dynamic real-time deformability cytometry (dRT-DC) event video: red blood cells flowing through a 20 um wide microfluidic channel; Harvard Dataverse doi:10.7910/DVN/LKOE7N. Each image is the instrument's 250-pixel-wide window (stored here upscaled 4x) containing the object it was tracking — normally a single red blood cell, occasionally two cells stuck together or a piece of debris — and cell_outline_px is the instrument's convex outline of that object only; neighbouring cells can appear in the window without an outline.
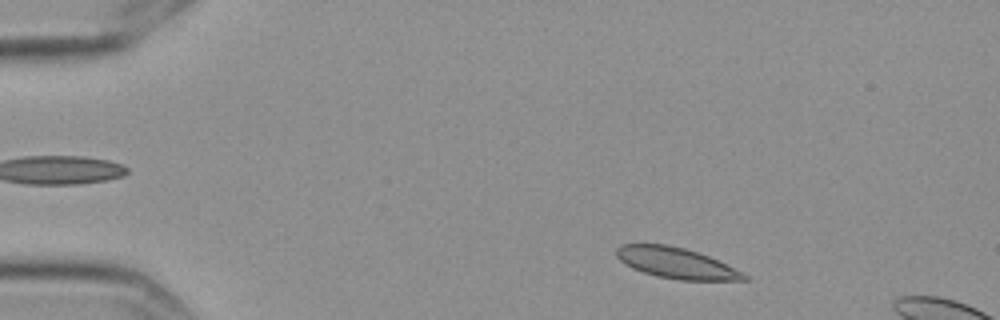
{"species": "Egyptian fruit bat (a non-hibernating species)", "species_latin": "Rousettus aegyptiacus", "temperature_condition": "cold", "stored_images_in_passage": 11, "camera_frame_rate_fps": 3000, "um_per_image_px": 0.085, "frame": {"image": 1, "passage_image": 4, "time_ms": 1.0, "image_size_px": [1000, 320], "cell_outline_px": [[748, 280], [680, 280], [656, 276], [632, 268], [620, 260], [616, 256], [616, 248], [620, 244], [668, 244], [684, 248], [708, 256], [748, 276]], "centroid_in_image_um": [57.41, 22.35], "position_along_channel_um": 27.6, "area_um2": 22.54}}